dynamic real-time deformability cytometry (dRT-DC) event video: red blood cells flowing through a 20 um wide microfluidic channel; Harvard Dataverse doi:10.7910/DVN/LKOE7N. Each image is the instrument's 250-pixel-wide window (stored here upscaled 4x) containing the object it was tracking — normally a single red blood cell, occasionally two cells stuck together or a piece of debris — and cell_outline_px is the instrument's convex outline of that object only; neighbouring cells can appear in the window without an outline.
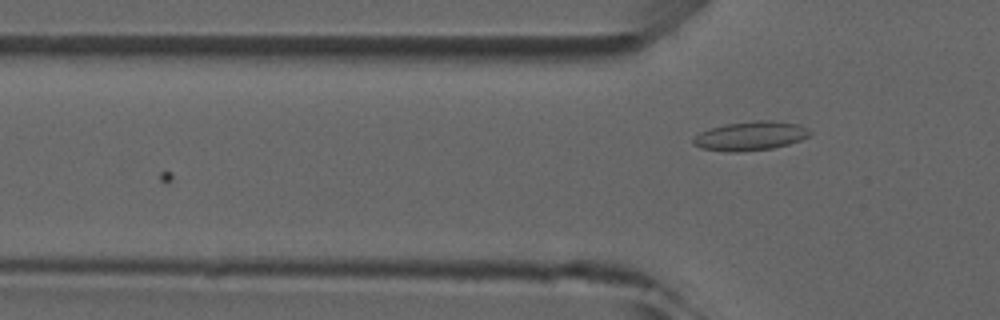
{"species": "common noctule bat (a hibernating species)", "species_latin": "Nyctalus noctula", "temperature_condition": "room temperature", "stored_images_in_passage": 4, "camera_frame_rate_fps": 3000, "um_per_image_px": 0.085, "animal": {"sex": "male", "forearm_length_mm": 52.5}, "frame": {"image": 1, "passage_image": 4, "time_ms": 3.333, "image_size_px": [1000, 320], "cell_outline_px": [[812, 132], [808, 136], [800, 140], [788, 144], [772, 148], [736, 152], [728, 152], [700, 148], [692, 144], [692, 140], [700, 132], [724, 124], [756, 120], [772, 120], [796, 124], [808, 128]], "centroid_in_image_um": [63.77, 11.55], "position_along_channel_um": 62.0, "area_um2": 19.65}}